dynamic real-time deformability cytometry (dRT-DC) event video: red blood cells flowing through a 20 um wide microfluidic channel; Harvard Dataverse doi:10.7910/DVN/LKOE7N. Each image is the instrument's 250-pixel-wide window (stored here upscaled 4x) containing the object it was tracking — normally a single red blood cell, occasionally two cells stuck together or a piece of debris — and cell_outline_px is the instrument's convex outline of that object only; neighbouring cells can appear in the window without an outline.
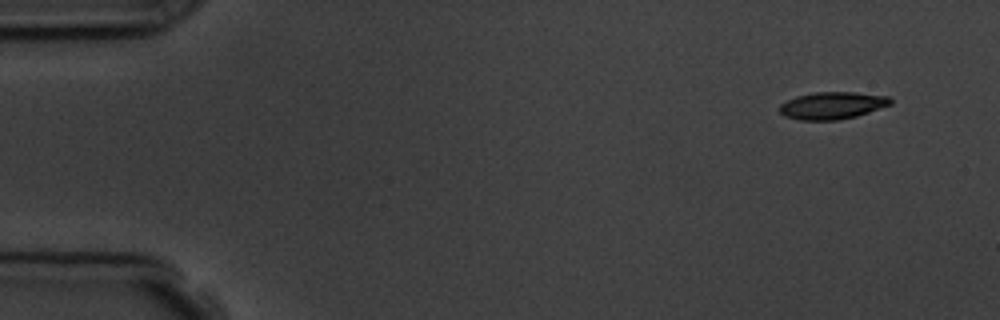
{"species": "common noctule bat (a hibernating species)", "species_latin": "Nyctalus noctula", "temperature_condition": "room temperature", "stored_images_in_passage": 3, "camera_frame_rate_fps": 3000, "um_per_image_px": 0.085, "animal": {"sex": "male", "body_mass_g": 19.5, "forearm_length_mm": 54.6}, "frame": {"image": 1, "passage_image": 1, "time_ms": 0.0, "image_size_px": [1000, 320], "cell_outline_px": [[892, 104], [856, 116], [836, 120], [800, 120], [784, 116], [780, 112], [780, 104], [796, 96], [816, 92], [856, 92], [888, 96], [892, 100]], "centroid_in_image_um": [70.74, 8.96], "position_along_channel_um": 14.3, "area_um2": 17.51}}